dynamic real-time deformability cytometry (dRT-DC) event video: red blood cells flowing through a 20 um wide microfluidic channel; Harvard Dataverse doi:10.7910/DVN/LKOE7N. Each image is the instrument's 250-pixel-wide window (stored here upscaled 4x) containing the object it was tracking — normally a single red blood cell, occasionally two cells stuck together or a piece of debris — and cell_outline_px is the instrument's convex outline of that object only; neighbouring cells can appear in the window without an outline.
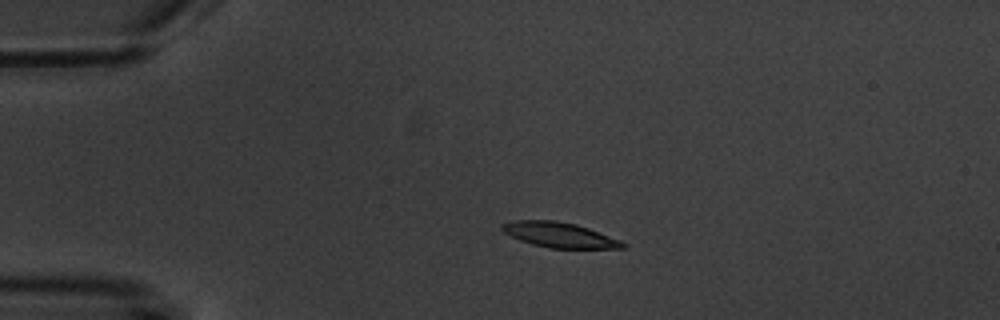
{"species": "common noctule bat (a hibernating species)", "species_latin": "Nyctalus noctula", "temperature_condition": "warm", "stored_images_in_passage": 4, "camera_frame_rate_fps": 3000, "um_per_image_px": 0.085, "animal": {"sex": "male", "body_mass_g": 20.1, "forearm_length_mm": 53.5}, "frame": {"image": 1, "passage_image": 3, "time_ms": 2.667, "image_size_px": [1000, 320], "cell_outline_px": [[628, 244], [624, 248], [548, 248], [532, 244], [520, 240], [504, 232], [500, 228], [500, 224], [516, 220], [552, 220], [576, 224], [588, 228], [620, 240]], "centroid_in_image_um": [47.54, 19.96], "position_along_channel_um": 37.5, "area_um2": 17.57}}